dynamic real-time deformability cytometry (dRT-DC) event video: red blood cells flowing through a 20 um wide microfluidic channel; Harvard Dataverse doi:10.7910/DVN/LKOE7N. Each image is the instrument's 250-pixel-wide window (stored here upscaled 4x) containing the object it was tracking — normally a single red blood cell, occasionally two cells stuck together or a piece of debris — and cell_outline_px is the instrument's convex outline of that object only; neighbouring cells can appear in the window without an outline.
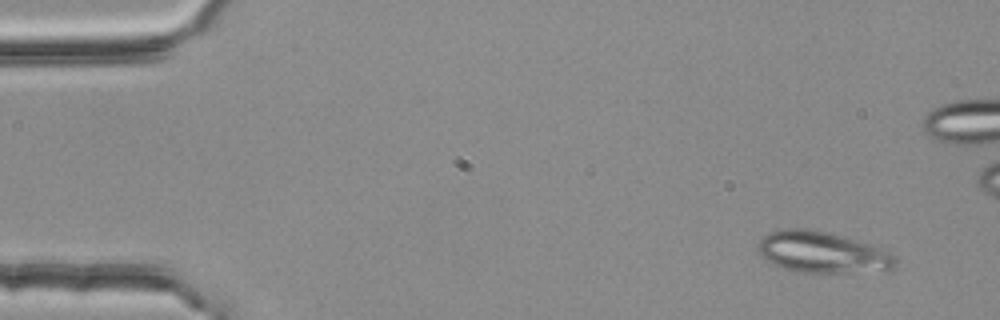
{"species": "common noctule bat (a hibernating species)", "species_latin": "Nyctalus noctula", "temperature_condition": "room temperature", "stored_images_in_passage": 4, "camera_frame_rate_fps": 3000, "um_per_image_px": 0.085, "animal": {"sex": "female", "body_mass_g": 25.1}, "frame": {"image": 1, "passage_image": 1, "time_ms": 0.0, "image_size_px": [1000, 320], "cell_outline_px": [[896, 264], [892, 268], [884, 272], [800, 272], [784, 268], [772, 264], [764, 260], [760, 256], [756, 244], [768, 232], [784, 228], [804, 228], [824, 232], [872, 244], [892, 252], [896, 260]], "centroid_in_image_um": [69.9, 21.45], "position_along_channel_um": 15.1, "area_um2": 33.29}}